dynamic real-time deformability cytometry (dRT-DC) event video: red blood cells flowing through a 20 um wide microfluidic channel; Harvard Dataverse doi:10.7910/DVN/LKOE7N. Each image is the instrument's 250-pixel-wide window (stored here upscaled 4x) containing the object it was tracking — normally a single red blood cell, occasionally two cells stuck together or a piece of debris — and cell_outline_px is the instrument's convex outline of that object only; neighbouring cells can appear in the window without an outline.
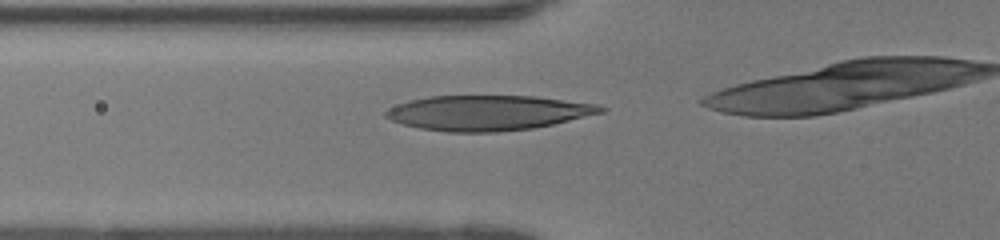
{"species": "human", "species_latin": "Homo sapiens", "temperature_condition": "room temperature", "stored_images_in_passage": 7, "camera_frame_rate_fps": 3000, "um_per_image_px": 0.085, "donor": {"sex": "female"}, "frame": {"image": 1, "passage_image": 3, "time_ms": 0.667, "image_size_px": [1000, 240], "cell_outline_px": [[608, 108], [604, 112], [552, 124], [532, 128], [496, 132], [448, 132], [420, 128], [404, 124], [392, 120], [384, 116], [384, 112], [388, 108], [412, 100], [428, 96], [532, 96], [596, 104]], "centroid_in_image_um": [41.47, 9.59], "position_along_channel_um": 84.3, "area_um2": 43.47}}
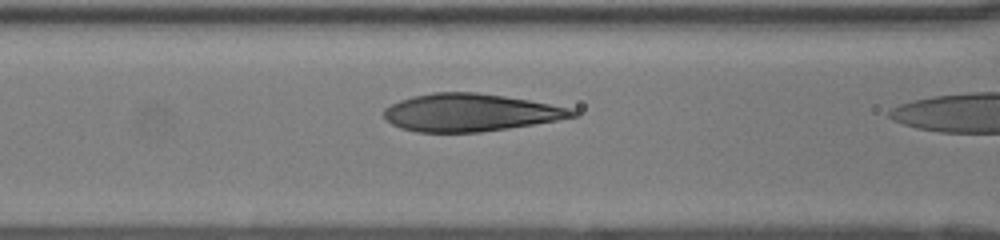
{"frame": {"image": 2, "passage_image": 6, "time_ms": 1.667, "image_size_px": [1000, 240], "cell_outline_px": [[580, 116], [508, 128], [480, 132], [416, 132], [400, 128], [392, 124], [384, 116], [384, 108], [400, 100], [412, 96], [432, 92], [476, 92], [504, 96], [528, 100], [572, 108], [580, 112]], "centroid_in_image_um": [39.99, 9.56], "position_along_channel_um": 126.6, "area_um2": 41.27}}